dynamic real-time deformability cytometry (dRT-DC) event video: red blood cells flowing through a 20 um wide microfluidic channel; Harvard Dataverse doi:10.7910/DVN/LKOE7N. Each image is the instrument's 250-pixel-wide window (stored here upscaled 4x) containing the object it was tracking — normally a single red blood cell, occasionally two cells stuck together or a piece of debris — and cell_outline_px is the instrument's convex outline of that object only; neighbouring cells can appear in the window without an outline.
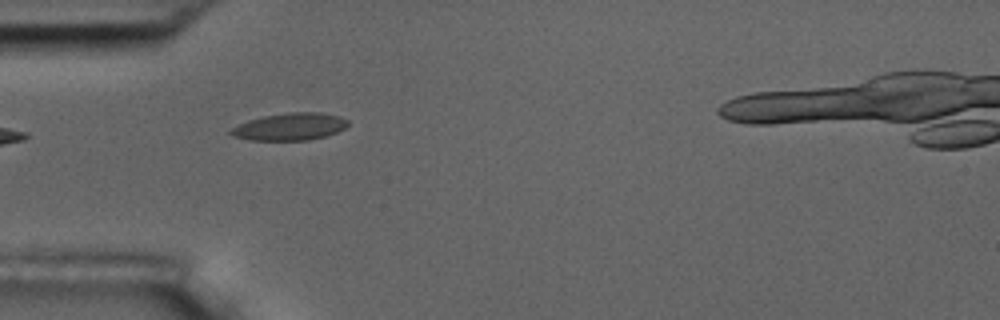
{"species": "common noctule bat (a hibernating species)", "species_latin": "Nyctalus noctula", "temperature_condition": "room temperature", "stored_images_in_passage": 3, "camera_frame_rate_fps": 3000, "um_per_image_px": 0.085, "animal": {"sex": "male", "body_mass_g": 17.5, "forearm_length_mm": 52.3}, "frame": {"image": 1, "passage_image": 2, "time_ms": 1.333, "image_size_px": [1000, 320], "cell_outline_px": [[348, 124], [344, 128], [336, 132], [324, 136], [308, 140], [248, 140], [232, 136], [228, 132], [232, 128], [248, 120], [264, 116], [288, 112], [320, 112], [340, 116], [348, 120]], "centroid_in_image_um": [24.63, 10.76], "position_along_channel_um": 60.4, "area_um2": 18.55}}